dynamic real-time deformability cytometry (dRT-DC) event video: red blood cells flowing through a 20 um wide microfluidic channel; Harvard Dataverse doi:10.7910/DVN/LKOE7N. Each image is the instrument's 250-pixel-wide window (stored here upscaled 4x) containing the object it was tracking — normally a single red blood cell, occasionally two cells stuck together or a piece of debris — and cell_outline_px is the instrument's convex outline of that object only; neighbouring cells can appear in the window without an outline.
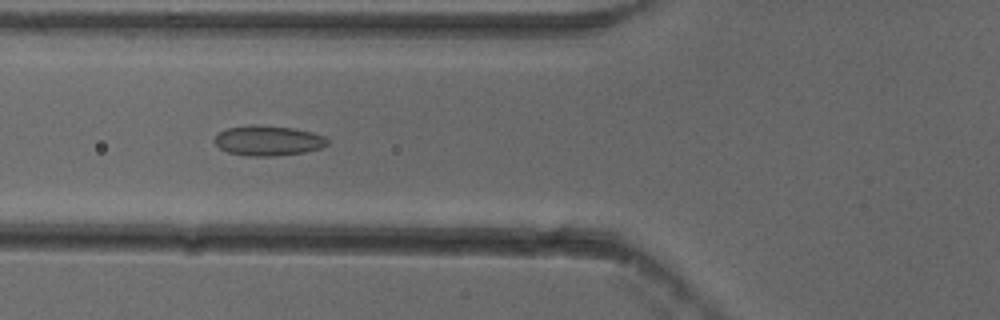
{"species": "common noctule bat (a hibernating species)", "species_latin": "Nyctalus noctula", "temperature_condition": "cold", "stored_images_in_passage": 54, "camera_frame_rate_fps": 3000, "um_per_image_px": 0.085, "animal": {"sex": "female"}, "frame": {"image": 1, "passage_image": 21, "time_ms": 6.667, "image_size_px": [1000, 320], "cell_outline_px": [[328, 144], [320, 148], [304, 152], [276, 156], [248, 156], [228, 152], [220, 148], [212, 140], [220, 132], [228, 128], [252, 124], [256, 124], [296, 128], [312, 132], [324, 136], [328, 140]], "centroid_in_image_um": [22.79, 11.94], "position_along_channel_um": 103.0, "area_um2": 19.88}}
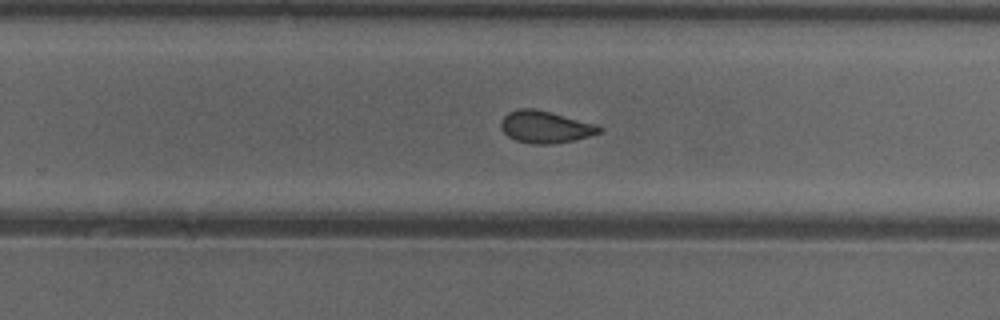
{"frame": {"image": 2, "passage_image": 35, "time_ms": 11.333, "image_size_px": [1000, 320], "cell_outline_px": [[604, 128], [600, 132], [588, 136], [572, 140], [548, 144], [532, 144], [516, 140], [508, 136], [500, 128], [500, 120], [508, 112], [516, 108], [536, 108], [600, 124]], "centroid_in_image_um": [46.36, 10.76], "position_along_channel_um": 283.4, "area_um2": 18.67}}
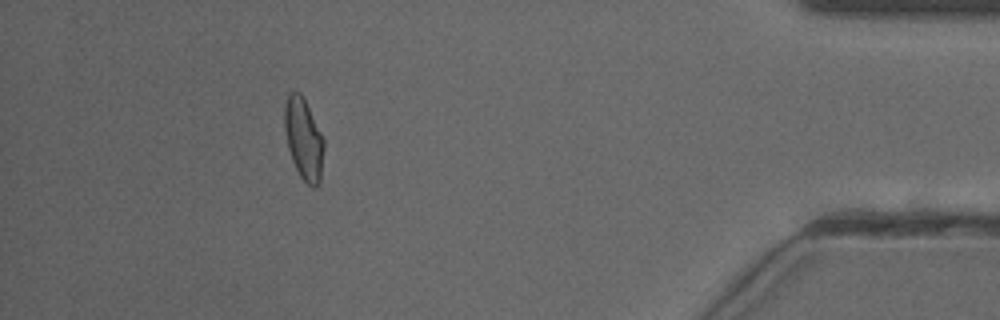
{"frame": {"image": 3, "passage_image": 49, "time_ms": 16.0, "image_size_px": [1000, 320], "cell_outline_px": [[324, 148], [320, 180], [316, 188], [312, 188], [300, 176], [292, 160], [288, 148], [284, 128], [284, 104], [288, 92], [300, 92], [304, 96], [324, 140]], "centroid_in_image_um": [25.8, 11.77], "position_along_channel_um": 409.4, "area_um2": 18.84}, "authors_computed_cell_mechanics": {"area_um2": 18.9006, "velocity_mm_per_s": 3.8748, "shape_relaxation_time_tau1_ms": 8.7977, "shape_relaxation_time_tau2_ms": 1.7016, "deformation_change_tau1": 0.1499, "deformation_change_tau2": 0.0741}}